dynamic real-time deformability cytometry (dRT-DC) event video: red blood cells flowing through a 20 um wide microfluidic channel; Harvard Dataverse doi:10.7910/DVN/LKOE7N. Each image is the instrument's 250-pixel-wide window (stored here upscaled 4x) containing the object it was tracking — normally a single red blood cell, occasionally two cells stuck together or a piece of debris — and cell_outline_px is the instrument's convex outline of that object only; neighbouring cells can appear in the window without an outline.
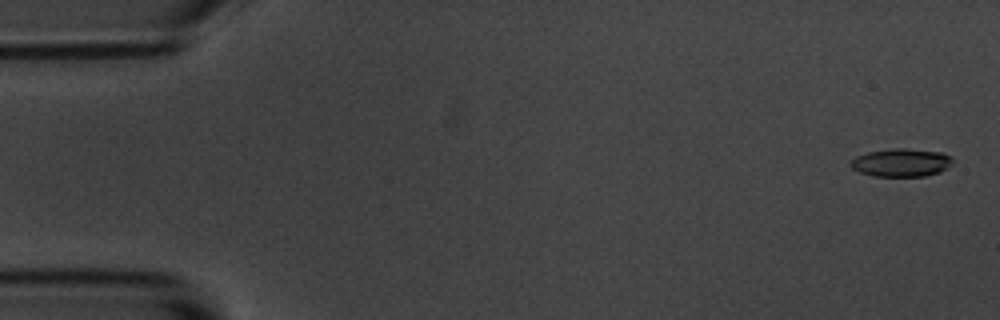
{"species": "common noctule bat (a hibernating species)", "species_latin": "Nyctalus noctula", "temperature_condition": "room temperature", "stored_images_in_passage": 5, "camera_frame_rate_fps": 3000, "um_per_image_px": 0.085, "animal": {"sex": "male", "body_mass_g": 20.1, "forearm_length_mm": 53.5}, "frame": {"image": 1, "passage_image": 1, "time_ms": 0.0, "image_size_px": [1000, 320], "cell_outline_px": [[952, 164], [948, 168], [940, 172], [924, 176], [872, 176], [860, 172], [852, 168], [848, 164], [856, 156], [868, 152], [892, 148], [904, 148], [944, 152], [952, 156]], "centroid_in_image_um": [76.63, 13.81], "position_along_channel_um": 8.4, "area_um2": 16.88}}
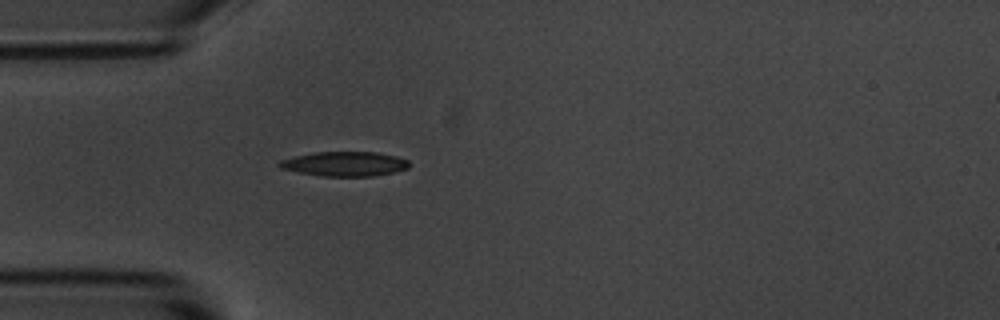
{"frame": {"image": 2, "passage_image": 5, "time_ms": 4.667, "image_size_px": [1000, 320], "cell_outline_px": [[408, 168], [392, 172], [372, 176], [320, 176], [280, 168], [276, 164], [280, 160], [296, 156], [316, 152], [376, 152], [396, 156], [408, 160]], "centroid_in_image_um": [29.27, 13.93], "position_along_channel_um": 55.7, "area_um2": 18.38}}